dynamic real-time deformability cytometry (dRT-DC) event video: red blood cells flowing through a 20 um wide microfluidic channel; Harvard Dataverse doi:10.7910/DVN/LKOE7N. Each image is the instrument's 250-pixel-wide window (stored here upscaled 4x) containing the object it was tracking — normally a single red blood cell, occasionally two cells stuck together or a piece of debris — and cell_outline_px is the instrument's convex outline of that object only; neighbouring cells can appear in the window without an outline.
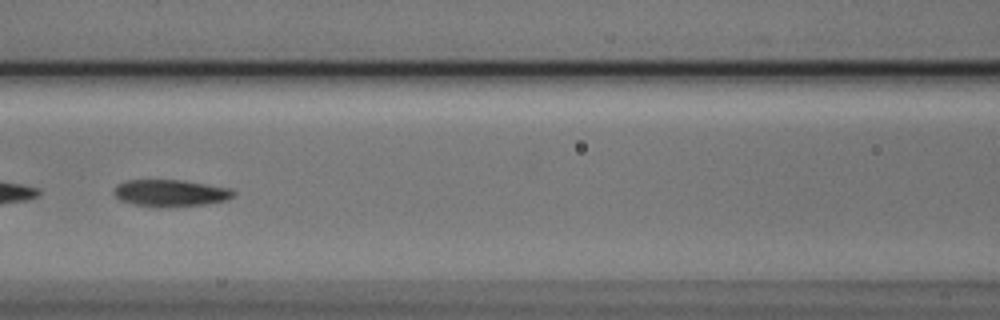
{"species": "Egyptian fruit bat (a non-hibernating species)", "species_latin": "Rousettus aegyptiacus", "temperature_condition": "cold", "stored_images_in_passage": 7, "camera_frame_rate_fps": 3000, "um_per_image_px": 0.085, "animal": {"sex": "male"}, "frame": {"image": 1, "passage_image": 5, "time_ms": 1.333, "image_size_px": [1000, 320], "cell_outline_px": [[236, 196], [228, 200], [204, 204], [168, 208], [156, 208], [132, 204], [120, 200], [112, 192], [116, 184], [128, 180], [184, 180], [232, 188], [236, 192]], "centroid_in_image_um": [14.51, 16.42], "position_along_channel_um": 152.1, "area_um2": 19.31}}
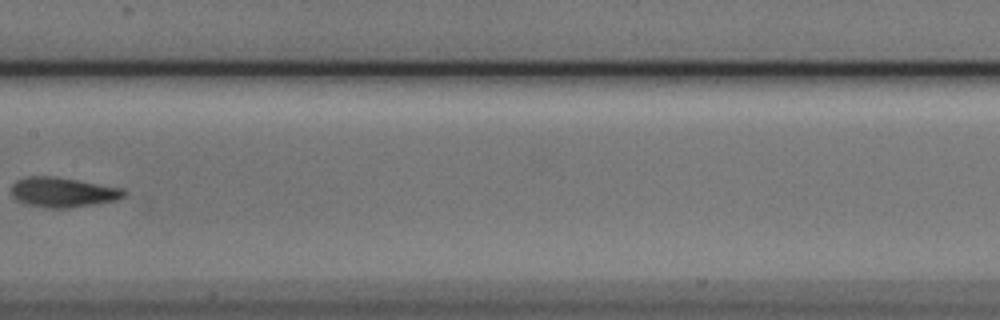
{"frame": {"image": 2, "passage_image": 6, "time_ms": 1.667, "image_size_px": [1000, 320], "cell_outline_px": [[128, 192], [124, 196], [116, 200], [100, 204], [68, 208], [44, 208], [28, 204], [16, 200], [12, 196], [12, 184], [16, 180], [28, 176], [56, 176], [124, 188]], "centroid_in_image_um": [5.38, 16.34], "position_along_channel_um": 202.0, "area_um2": 19.94}}
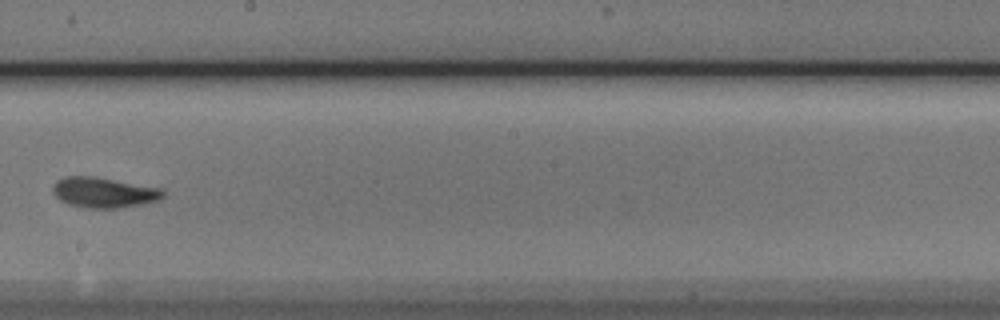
{"frame": {"image": 3, "passage_image": 7, "time_ms": 2.0, "image_size_px": [1000, 320], "cell_outline_px": [[164, 196], [160, 200], [144, 204], [120, 208], [88, 208], [68, 204], [60, 200], [52, 192], [52, 184], [56, 180], [64, 176], [96, 176], [160, 188], [164, 192]], "centroid_in_image_um": [8.81, 16.36], "position_along_channel_um": 239.4, "area_um2": 19.77}}